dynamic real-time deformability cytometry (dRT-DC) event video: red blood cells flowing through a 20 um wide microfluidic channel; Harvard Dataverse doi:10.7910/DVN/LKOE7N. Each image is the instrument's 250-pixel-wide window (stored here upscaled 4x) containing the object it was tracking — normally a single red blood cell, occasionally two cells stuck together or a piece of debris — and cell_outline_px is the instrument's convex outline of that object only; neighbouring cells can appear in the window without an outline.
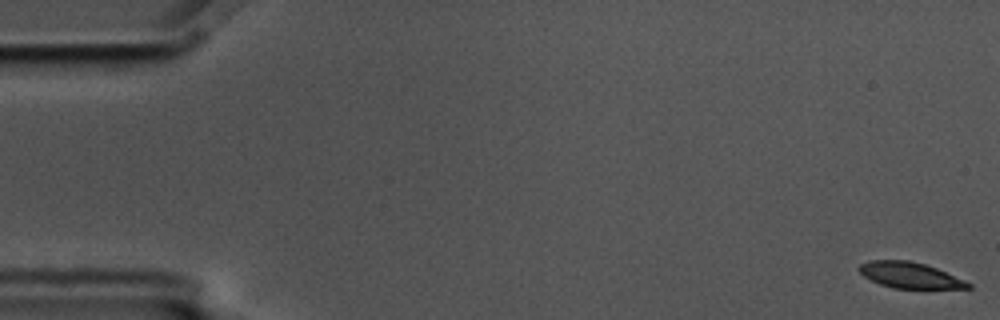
{"species": "common noctule bat (a hibernating species)", "species_latin": "Nyctalus noctula", "temperature_condition": "cold", "stored_images_in_passage": 9, "camera_frame_rate_fps": 3000, "um_per_image_px": 0.085, "animal": {"sex": "male", "body_mass_g": 17.5, "forearm_length_mm": 52.3}, "frame": {"image": 1, "passage_image": 1, "time_ms": 0.0, "image_size_px": [1000, 320], "cell_outline_px": [[972, 288], [892, 288], [880, 284], [864, 276], [856, 268], [860, 264], [868, 260], [908, 260], [924, 264], [936, 268], [964, 280], [972, 284]], "centroid_in_image_um": [77.3, 23.38], "position_along_channel_um": 7.7, "area_um2": 16.3}}